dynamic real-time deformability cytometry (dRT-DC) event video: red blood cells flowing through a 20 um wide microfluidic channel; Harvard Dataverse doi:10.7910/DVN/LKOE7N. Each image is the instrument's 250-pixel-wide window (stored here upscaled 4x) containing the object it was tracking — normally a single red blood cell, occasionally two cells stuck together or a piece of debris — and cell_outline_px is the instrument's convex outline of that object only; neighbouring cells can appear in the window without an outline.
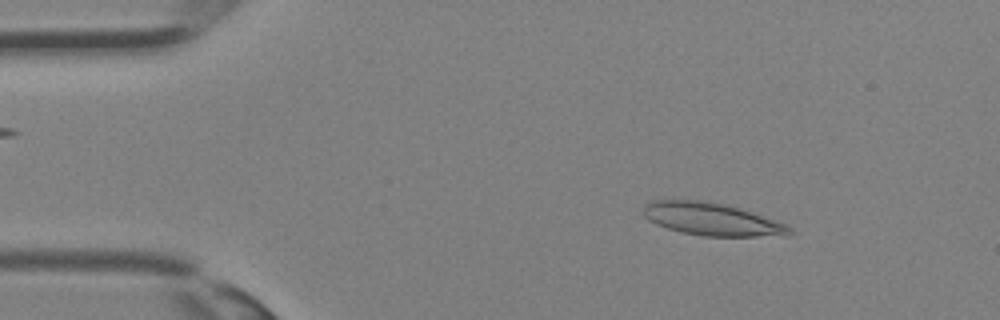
{"species": "Egyptian fruit bat (a non-hibernating species)", "species_latin": "Rousettus aegyptiacus", "temperature_condition": "room temperature", "stored_images_in_passage": 10, "camera_frame_rate_fps": 3000, "um_per_image_px": 0.085, "animal": {"sex": "female"}, "frame": {"image": 1, "passage_image": 4, "time_ms": 1.0, "image_size_px": [1000, 320], "cell_outline_px": [[792, 232], [788, 236], [704, 236], [684, 232], [668, 228], [656, 224], [648, 220], [644, 216], [644, 208], [652, 200], [700, 200], [724, 204], [740, 208], [788, 224], [792, 228]], "centroid_in_image_um": [60.57, 18.64], "position_along_channel_um": 24.4, "area_um2": 27.69}}